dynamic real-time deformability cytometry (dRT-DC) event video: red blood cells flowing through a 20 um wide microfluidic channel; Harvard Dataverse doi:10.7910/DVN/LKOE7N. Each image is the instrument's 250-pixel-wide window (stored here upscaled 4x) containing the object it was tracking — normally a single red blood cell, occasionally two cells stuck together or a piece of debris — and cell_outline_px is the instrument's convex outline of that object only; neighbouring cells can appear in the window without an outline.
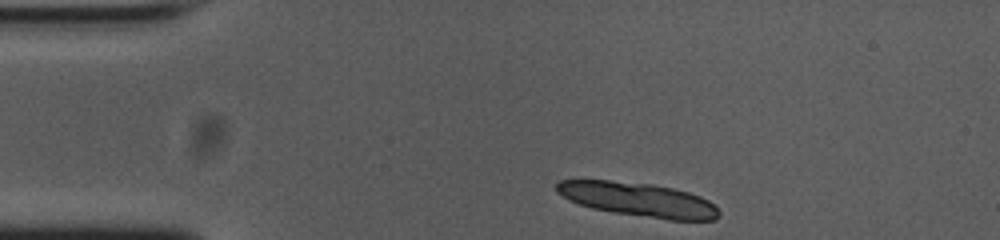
{"species": "common noctule bat (a hibernating species)", "species_latin": "Nyctalus noctula", "temperature_condition": "cold", "stored_images_in_passage": 15, "camera_frame_rate_fps": 3000, "um_per_image_px": 0.085, "animal": {"sex": "female", "body_mass_g": 23.0, "forearm_length_mm": 53.4}, "frame": {"image": 1, "passage_image": 1, "time_ms": 0.0, "image_size_px": [1000, 240], "cell_outline_px": [[720, 216], [716, 220], [668, 220], [612, 212], [592, 208], [580, 204], [556, 192], [556, 184], [560, 180], [608, 180], [652, 184], [672, 188], [688, 192], [700, 196], [708, 200], [720, 212]], "centroid_in_image_um": [54.28, 16.97], "position_along_channel_um": 30.7, "area_um2": 32.02}}